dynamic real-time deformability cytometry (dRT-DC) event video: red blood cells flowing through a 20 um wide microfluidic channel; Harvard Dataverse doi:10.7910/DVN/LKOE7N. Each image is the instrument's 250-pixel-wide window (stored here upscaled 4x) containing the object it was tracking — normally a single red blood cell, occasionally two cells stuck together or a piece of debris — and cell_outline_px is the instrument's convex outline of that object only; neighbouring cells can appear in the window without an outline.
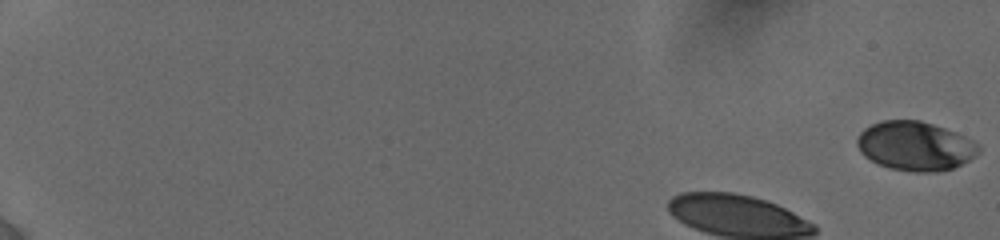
{"species": "human", "species_latin": "Homo sapiens", "temperature_condition": "cold", "stored_images_in_passage": 17, "camera_frame_rate_fps": 3000, "um_per_image_px": 0.085, "donor": {"sex": "female"}, "frame": {"image": 1, "passage_image": 1, "time_ms": 0.0, "image_size_px": [1000, 240], "cell_outline_px": [[980, 152], [976, 156], [952, 168], [936, 172], [912, 172], [892, 168], [880, 164], [864, 156], [860, 152], [856, 144], [856, 140], [860, 132], [864, 128], [872, 124], [884, 120], [920, 120], [956, 132], [980, 144]], "centroid_in_image_um": [77.8, 12.41], "position_along_channel_um": 7.2, "area_um2": 34.74}}
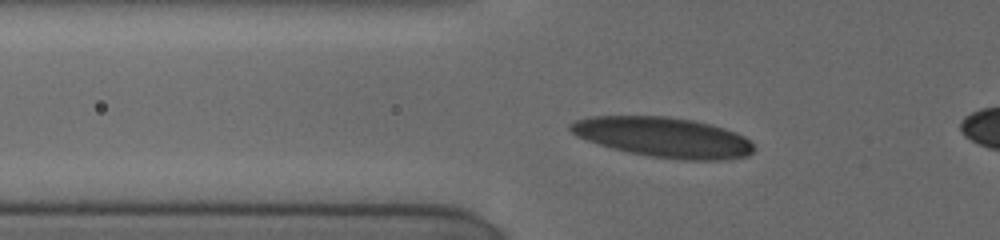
{"frame": {"image": 2, "passage_image": 13, "time_ms": 5.0, "image_size_px": [1000, 240], "cell_outline_px": [[756, 148], [748, 156], [720, 160], [684, 160], [652, 156], [628, 152], [612, 148], [576, 136], [568, 128], [568, 124], [576, 120], [588, 116], [668, 116], [692, 120], [712, 124], [736, 132], [744, 136]], "centroid_in_image_um": [56.4, 11.66], "position_along_channel_um": 69.4, "area_um2": 42.83}}
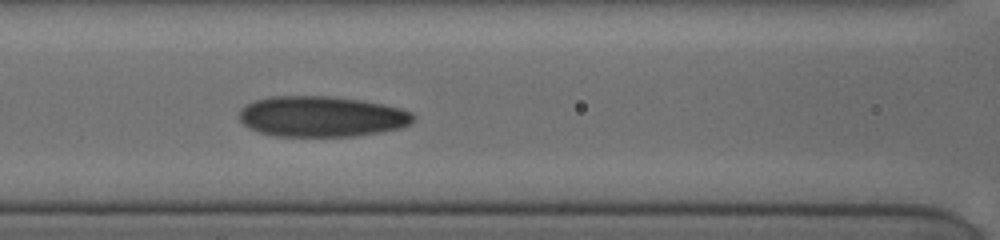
{"frame": {"image": 3, "passage_image": 17, "time_ms": 7.0, "image_size_px": [1000, 240], "cell_outline_px": [[416, 116], [412, 124], [400, 128], [380, 132], [356, 136], [276, 136], [260, 132], [248, 128], [240, 120], [240, 108], [244, 104], [268, 96], [332, 96], [360, 100], [384, 104], [400, 108], [412, 112]], "centroid_in_image_um": [27.35, 9.9], "position_along_channel_um": 139.2, "area_um2": 41.56}}